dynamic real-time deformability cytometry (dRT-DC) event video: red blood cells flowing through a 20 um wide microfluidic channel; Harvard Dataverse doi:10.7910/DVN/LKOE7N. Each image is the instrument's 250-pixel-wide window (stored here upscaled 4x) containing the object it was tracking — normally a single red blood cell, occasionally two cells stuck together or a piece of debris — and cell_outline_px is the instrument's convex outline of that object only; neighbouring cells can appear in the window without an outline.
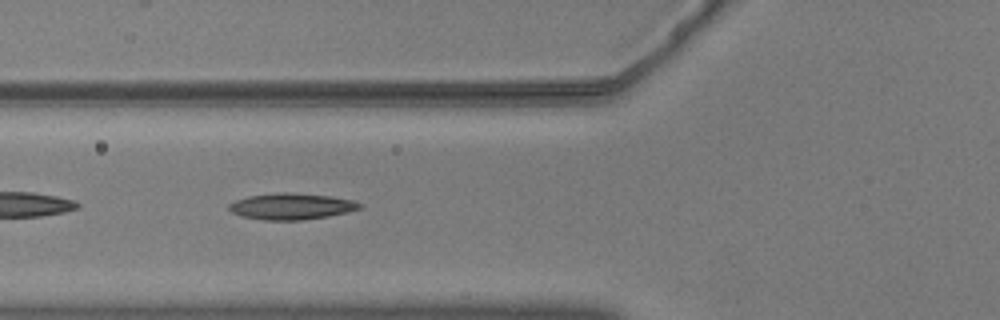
{"species": "common noctule bat (a hibernating species)", "species_latin": "Nyctalus noctula", "temperature_condition": "warm", "stored_images_in_passage": 47, "camera_frame_rate_fps": 3000, "um_per_image_px": 0.085, "animal": {"sex": "male", "body_mass_g": 20.5, "forearm_length_mm": 52.5}, "frame": {"image": 1, "passage_image": 13, "time_ms": 4.0, "image_size_px": [1000, 320], "cell_outline_px": [[364, 204], [360, 208], [348, 212], [328, 216], [300, 220], [264, 220], [240, 216], [232, 212], [228, 208], [228, 204], [236, 200], [248, 196], [284, 192], [288, 192], [332, 196], [352, 200]], "centroid_in_image_um": [24.77, 17.54], "position_along_channel_um": 101.0, "area_um2": 20.0}}
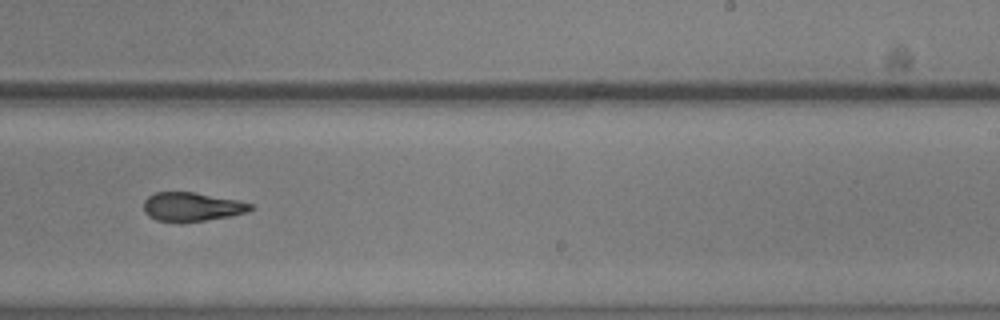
{"frame": {"image": 2, "passage_image": 27, "time_ms": 8.667, "image_size_px": [1000, 320], "cell_outline_px": [[256, 208], [248, 212], [228, 216], [204, 220], [156, 220], [148, 216], [144, 212], [144, 200], [148, 196], [156, 192], [192, 192], [236, 200], [252, 204]], "centroid_in_image_um": [16.31, 17.55], "position_along_channel_um": 272.7, "area_um2": 17.46}}
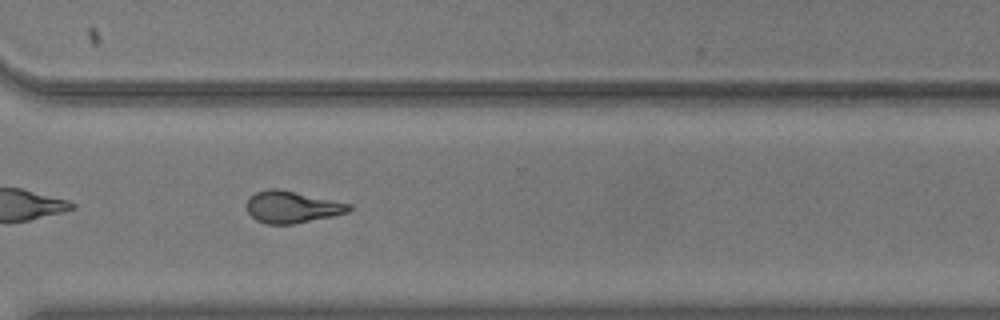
{"frame": {"image": 3, "passage_image": 33, "time_ms": 10.667, "image_size_px": [1000, 320], "cell_outline_px": [[352, 208], [348, 212], [332, 216], [292, 224], [268, 224], [256, 220], [248, 212], [248, 200], [256, 192], [268, 188], [276, 188], [352, 204]], "centroid_in_image_um": [24.83, 17.59], "position_along_channel_um": 345.8, "area_um2": 18.67}, "authors_computed_cell_mechanics": {"area_um2": 19.1318, "velocity_mm_per_s": 3.6676, "shape_relaxation_time_tau1_ms": null, "shape_relaxation_time_tau2_ms": 2.364, "deformation_change_tau1": null, "deformation_change_tau2": 0.1057}}